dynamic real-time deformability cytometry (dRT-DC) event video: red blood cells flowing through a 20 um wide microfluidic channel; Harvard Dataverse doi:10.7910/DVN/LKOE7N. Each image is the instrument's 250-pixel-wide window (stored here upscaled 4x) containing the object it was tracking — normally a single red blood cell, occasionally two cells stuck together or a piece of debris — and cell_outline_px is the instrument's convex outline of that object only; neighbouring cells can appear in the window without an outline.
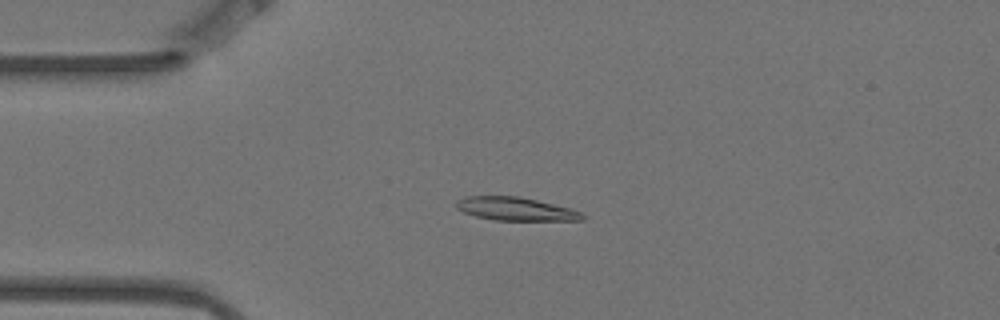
{"species": "Egyptian fruit bat (a non-hibernating species)", "species_latin": "Rousettus aegyptiacus", "temperature_condition": "warm", "stored_images_in_passage": 6, "camera_frame_rate_fps": 3000, "um_per_image_px": 0.085, "animal": {"sex": "female"}, "frame": {"image": 1, "passage_image": 4, "time_ms": 1.0, "image_size_px": [1000, 320], "cell_outline_px": [[588, 216], [584, 220], [496, 220], [476, 216], [464, 212], [456, 208], [456, 200], [464, 196], [520, 196], [572, 208]], "centroid_in_image_um": [43.86, 17.75], "position_along_channel_um": 41.1, "area_um2": 17.22}}